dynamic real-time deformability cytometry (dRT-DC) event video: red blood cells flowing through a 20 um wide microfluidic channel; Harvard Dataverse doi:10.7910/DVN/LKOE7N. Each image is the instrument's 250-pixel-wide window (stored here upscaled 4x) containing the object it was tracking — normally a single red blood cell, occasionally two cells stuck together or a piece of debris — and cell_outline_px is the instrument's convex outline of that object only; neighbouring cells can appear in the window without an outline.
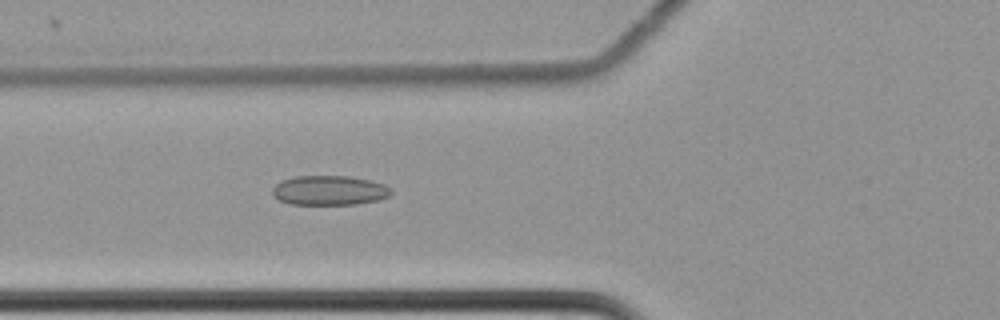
{"species": "common noctule bat (a hibernating species)", "species_latin": "Nyctalus noctula", "temperature_condition": "cold", "stored_images_in_passage": 41, "camera_frame_rate_fps": 3000, "um_per_image_px": 0.085, "animal": {"sex": "female", "body_mass_g": 22.7, "forearm_length_mm": 54.2}, "frame": {"image": 1, "passage_image": 5, "time_ms": 1.333, "image_size_px": [1000, 320], "cell_outline_px": [[392, 192], [388, 196], [380, 200], [356, 204], [288, 204], [276, 200], [272, 196], [272, 188], [280, 180], [296, 176], [348, 176], [368, 180], [384, 184], [392, 188]], "centroid_in_image_um": [27.95, 16.19], "position_along_channel_um": 97.8, "area_um2": 20.69}}
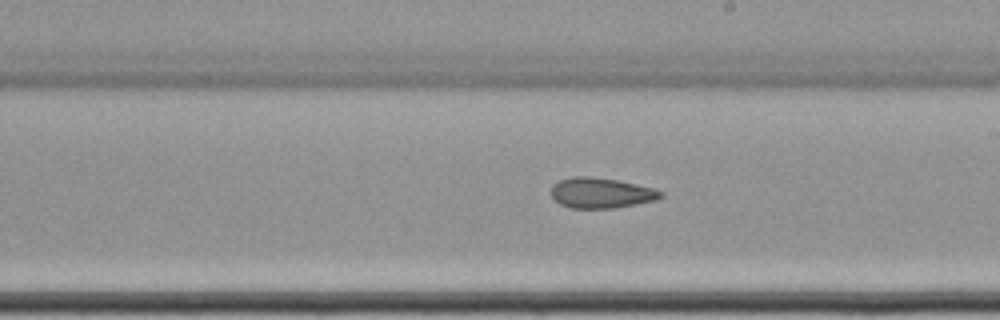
{"frame": {"image": 2, "passage_image": 17, "time_ms": 5.333, "image_size_px": [1000, 320], "cell_outline_px": [[664, 196], [656, 200], [612, 208], [568, 208], [560, 204], [552, 196], [552, 184], [560, 180], [572, 176], [588, 176], [616, 180], [652, 188], [664, 192]], "centroid_in_image_um": [51.07, 16.4], "position_along_channel_um": 237.9, "area_um2": 19.25}}
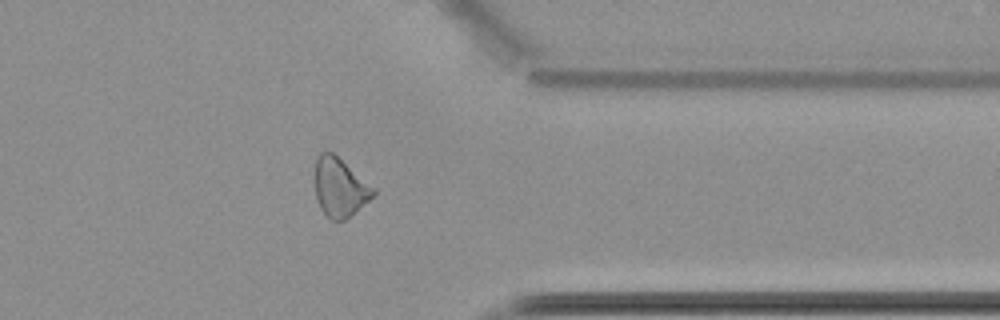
{"frame": {"image": 3, "passage_image": 30, "time_ms": 9.667, "image_size_px": [1000, 320], "cell_outline_px": [[376, 196], [344, 220], [332, 220], [320, 208], [316, 196], [316, 160], [320, 152], [332, 152], [376, 188]], "centroid_in_image_um": [28.93, 15.93], "position_along_channel_um": 382.5, "area_um2": 19.83}, "authors_computed_cell_mechanics": {"area_um2": 20.23, "velocity_mm_per_s": 3.4978, "shape_relaxation_time_tau1_ms": 9.7208, "shape_relaxation_time_tau2_ms": 6.447, "deformation_change_tau1": 0.0948, "deformation_change_tau2": 0.1514}}